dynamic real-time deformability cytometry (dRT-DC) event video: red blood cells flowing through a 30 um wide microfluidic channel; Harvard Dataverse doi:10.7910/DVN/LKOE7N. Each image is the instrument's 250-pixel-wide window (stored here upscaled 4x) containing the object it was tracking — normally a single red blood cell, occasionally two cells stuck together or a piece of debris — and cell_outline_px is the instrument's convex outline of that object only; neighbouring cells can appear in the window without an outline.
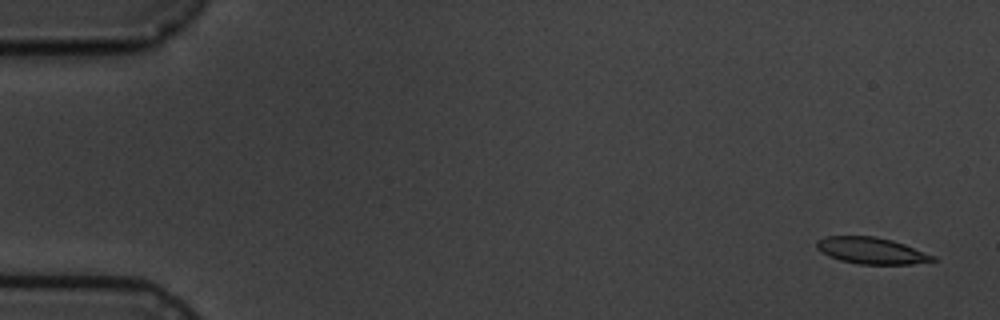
{"species": "common noctule bat (a hibernating species)", "species_latin": "Nyctalus noctula", "temperature_condition": "cold", "stored_images_in_passage": 7, "camera_frame_rate_fps": 3000, "um_per_image_px": 0.085, "animal": {"sex": "male", "body_mass_g": 19.5, "forearm_length_mm": 54.6}, "frame": {"image": 1, "passage_image": 1, "time_ms": 0.0, "image_size_px": [1000, 320], "cell_outline_px": [[940, 260], [912, 264], [860, 264], [840, 260], [828, 256], [820, 252], [816, 248], [816, 240], [824, 236], [876, 236], [892, 240], [904, 244], [936, 256]], "centroid_in_image_um": [74.06, 21.3], "position_along_channel_um": 10.9, "area_um2": 18.15}}
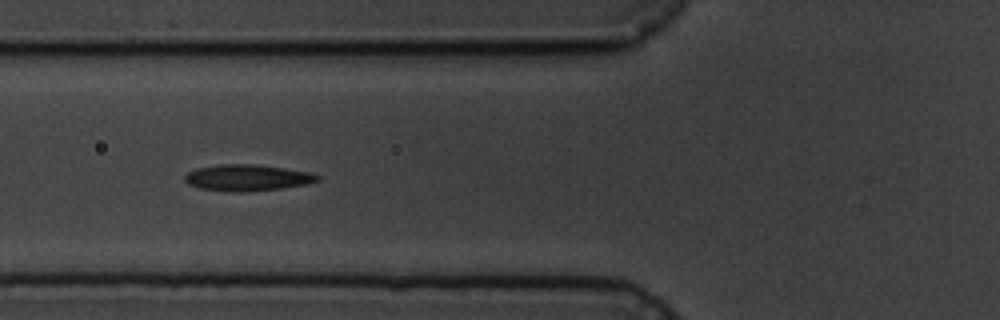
{"frame": {"image": 2, "passage_image": 6, "time_ms": 6.333, "image_size_px": [1000, 320], "cell_outline_px": [[320, 180], [308, 184], [280, 188], [200, 188], [188, 184], [184, 180], [184, 176], [188, 172], [196, 168], [220, 164], [252, 164], [284, 168], [312, 172], [320, 176]], "centroid_in_image_um": [21.07, 15.03], "position_along_channel_um": 104.7, "area_um2": 19.07}}
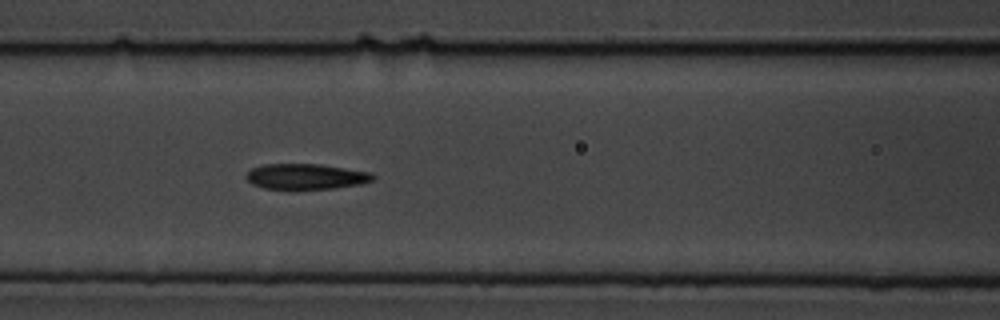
{"frame": {"image": 3, "passage_image": 7, "time_ms": 7.333, "image_size_px": [1000, 320], "cell_outline_px": [[376, 176], [372, 180], [360, 184], [332, 188], [292, 192], [264, 188], [252, 184], [244, 176], [252, 168], [264, 164], [320, 164], [372, 172]], "centroid_in_image_um": [25.97, 15.04], "position_along_channel_um": 140.6, "area_um2": 19.59}}